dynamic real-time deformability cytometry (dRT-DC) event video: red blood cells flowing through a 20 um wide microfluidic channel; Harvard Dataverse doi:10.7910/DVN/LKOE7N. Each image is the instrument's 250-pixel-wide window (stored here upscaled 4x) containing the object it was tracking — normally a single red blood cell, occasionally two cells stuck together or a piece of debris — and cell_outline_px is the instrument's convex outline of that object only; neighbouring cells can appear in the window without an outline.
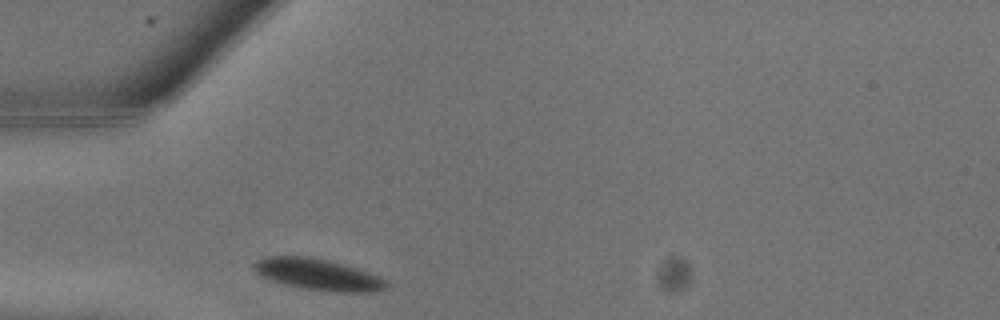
{"species": "common noctule bat (a hibernating species)", "species_latin": "Nyctalus noctula", "temperature_condition": "warm", "stored_images_in_passage": 9, "camera_frame_rate_fps": 3000, "um_per_image_px": 0.085, "animal": {"sex": "male", "body_mass_g": 13.3}, "frame": {"image": 1, "passage_image": 1, "time_ms": 0.0, "image_size_px": [1000, 320], "cell_outline_px": [[388, 284], [384, 288], [376, 292], [336, 292], [304, 288], [272, 280], [256, 272], [256, 260], [264, 256], [308, 256], [328, 260], [356, 268], [368, 272], [384, 280]], "centroid_in_image_um": [27.05, 23.32], "position_along_channel_um": 58.0, "area_um2": 23.58}}
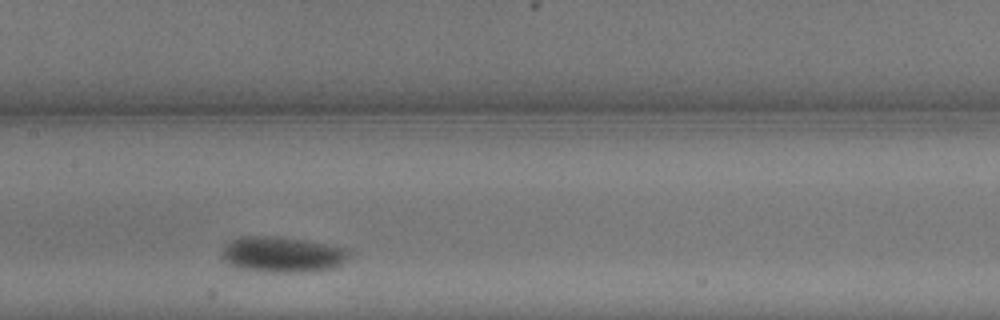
{"frame": {"image": 2, "passage_image": 6, "time_ms": 1.667, "image_size_px": [1000, 320], "cell_outline_px": [[352, 256], [336, 268], [312, 272], [264, 272], [236, 268], [228, 264], [220, 256], [220, 252], [224, 244], [228, 240], [240, 236], [272, 236], [304, 240], [348, 248]], "centroid_in_image_um": [23.98, 21.64], "position_along_channel_um": 183.4, "area_um2": 27.22}}
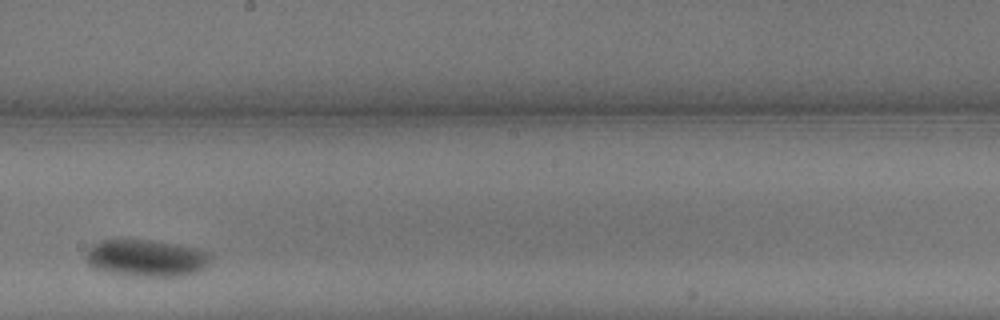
{"frame": {"image": 3, "passage_image": 8, "time_ms": 2.333, "image_size_px": [1000, 320], "cell_outline_px": [[212, 260], [200, 272], [184, 276], [136, 276], [108, 272], [96, 268], [88, 260], [88, 248], [92, 244], [100, 240], [148, 240], [196, 248], [208, 252], [212, 256]], "centroid_in_image_um": [12.51, 21.94], "position_along_channel_um": 235.7, "area_um2": 26.59}}